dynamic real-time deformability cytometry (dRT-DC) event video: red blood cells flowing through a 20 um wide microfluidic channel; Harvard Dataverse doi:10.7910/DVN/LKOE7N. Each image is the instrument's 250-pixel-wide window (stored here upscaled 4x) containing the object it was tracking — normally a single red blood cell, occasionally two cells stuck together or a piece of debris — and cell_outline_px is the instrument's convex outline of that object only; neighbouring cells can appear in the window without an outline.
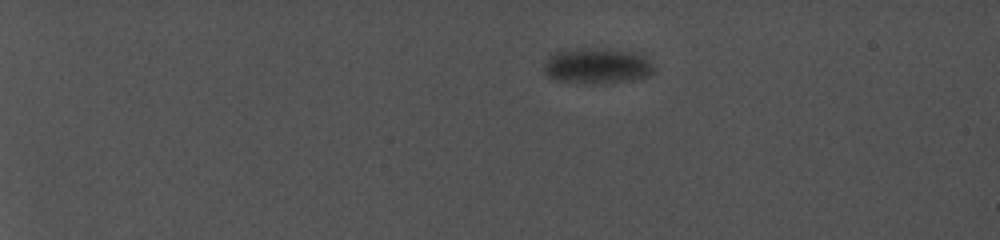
{"species": "common noctule bat (a hibernating species)", "species_latin": "Nyctalus noctula", "temperature_condition": "cold", "stored_images_in_passage": 7, "camera_frame_rate_fps": 5000, "um_per_image_px": 0.085, "animal": {"sex": "female", "body_mass_g": 19.0, "forearm_length_mm": 56.7}, "frame": {"image": 1, "passage_image": 1, "time_ms": 0.0, "image_size_px": [1000, 240], "cell_outline_px": [[656, 68], [648, 76], [632, 80], [604, 84], [600, 84], [556, 80], [548, 76], [544, 72], [544, 64], [552, 52], [580, 48], [604, 48], [636, 52], [648, 56]], "centroid_in_image_um": [50.81, 5.59], "position_along_channel_um": 34.2, "area_um2": 23.29}}
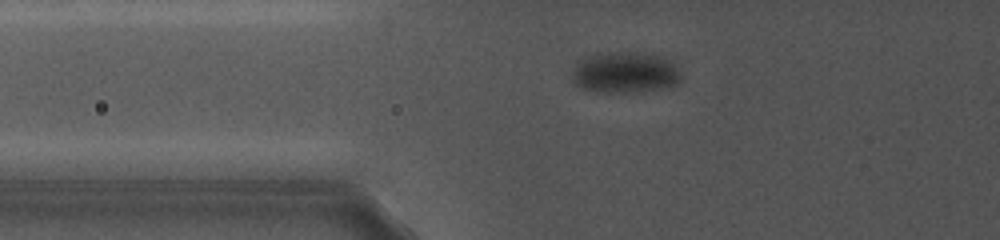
{"frame": {"image": 2, "passage_image": 6, "time_ms": 5.0, "image_size_px": [1000, 240], "cell_outline_px": [[680, 80], [676, 84], [664, 88], [640, 92], [596, 92], [580, 88], [572, 80], [572, 72], [576, 64], [584, 56], [604, 52], [636, 52], [664, 56], [680, 72]], "centroid_in_image_um": [53.09, 6.16], "position_along_channel_um": 72.7, "area_um2": 26.36}}